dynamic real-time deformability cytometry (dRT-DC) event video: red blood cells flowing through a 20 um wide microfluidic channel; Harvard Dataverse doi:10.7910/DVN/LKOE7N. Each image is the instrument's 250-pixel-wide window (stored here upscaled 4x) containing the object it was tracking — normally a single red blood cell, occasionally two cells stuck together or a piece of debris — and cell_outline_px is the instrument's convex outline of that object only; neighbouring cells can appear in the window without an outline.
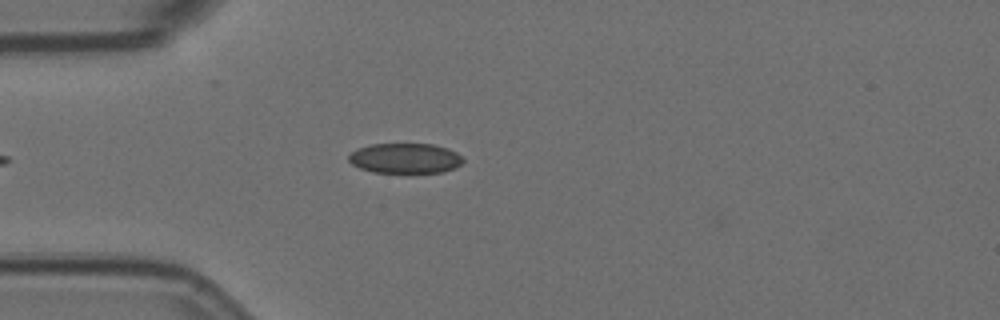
{"species": "Egyptian fruit bat (a non-hibernating species)", "species_latin": "Rousettus aegyptiacus", "temperature_condition": "room temperature", "stored_images_in_passage": 5, "camera_frame_rate_fps": 3000, "um_per_image_px": 0.085, "animal": {"sex": "female"}, "frame": {"image": 1, "passage_image": 4, "time_ms": 1.0, "image_size_px": [1000, 320], "cell_outline_px": [[464, 160], [460, 164], [444, 172], [372, 172], [360, 168], [352, 164], [348, 160], [348, 156], [356, 148], [372, 144], [432, 144], [448, 148], [456, 152]], "centroid_in_image_um": [34.41, 13.44], "position_along_channel_um": 50.6, "area_um2": 19.94}}